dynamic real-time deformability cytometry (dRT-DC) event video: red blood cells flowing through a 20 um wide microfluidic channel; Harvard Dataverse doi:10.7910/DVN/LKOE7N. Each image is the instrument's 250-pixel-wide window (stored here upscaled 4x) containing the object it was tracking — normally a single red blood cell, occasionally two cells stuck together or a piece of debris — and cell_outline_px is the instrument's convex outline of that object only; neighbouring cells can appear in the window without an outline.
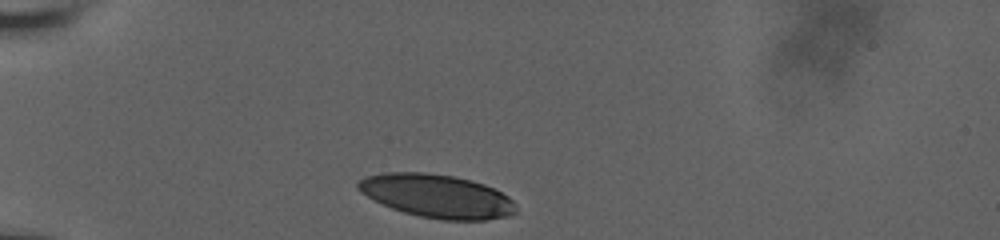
{"species": "human", "species_latin": "Homo sapiens", "temperature_condition": "room temperature", "stored_images_in_passage": 17, "camera_frame_rate_fps": 3000, "um_per_image_px": 0.085, "donor": {"sex": "male"}, "frame": {"image": 1, "passage_image": 1, "time_ms": 0.0, "image_size_px": [1000, 240], "cell_outline_px": [[516, 212], [508, 216], [484, 220], [444, 220], [420, 216], [404, 212], [392, 208], [372, 200], [356, 188], [356, 184], [360, 180], [368, 176], [384, 172], [424, 172], [452, 176], [472, 180], [484, 184], [508, 196], [516, 204]], "centroid_in_image_um": [37.13, 16.66], "position_along_channel_um": 47.9, "area_um2": 39.82}}
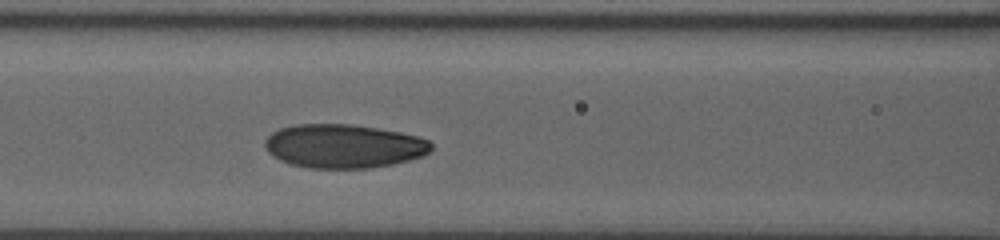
{"frame": {"image": 2, "passage_image": 8, "time_ms": 3.333, "image_size_px": [1000, 240], "cell_outline_px": [[432, 148], [424, 156], [392, 164], [372, 168], [308, 168], [292, 164], [280, 160], [272, 156], [268, 152], [264, 144], [264, 140], [272, 132], [280, 128], [296, 124], [352, 124], [400, 132], [416, 136], [428, 140], [432, 144]], "centroid_in_image_um": [29.19, 12.42], "position_along_channel_um": 137.4, "area_um2": 42.48}}
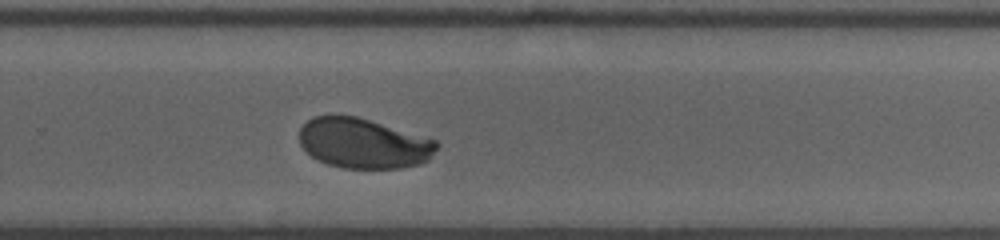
{"frame": {"image": 3, "passage_image": 17, "time_ms": 7.667, "image_size_px": [1000, 240], "cell_outline_px": [[440, 144], [428, 160], [420, 164], [400, 168], [344, 168], [328, 164], [316, 160], [300, 144], [300, 128], [312, 116], [332, 112], [356, 116], [436, 140]], "centroid_in_image_um": [30.85, 12.15], "position_along_channel_um": 298.9, "area_um2": 40.4}}